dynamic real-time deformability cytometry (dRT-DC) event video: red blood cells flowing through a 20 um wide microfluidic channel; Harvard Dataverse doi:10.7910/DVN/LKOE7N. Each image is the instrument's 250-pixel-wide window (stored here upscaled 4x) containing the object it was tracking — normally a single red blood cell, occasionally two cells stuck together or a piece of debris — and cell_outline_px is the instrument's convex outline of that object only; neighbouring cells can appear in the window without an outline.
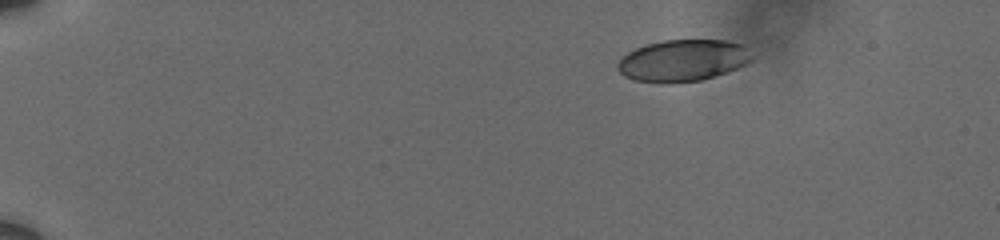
{"species": "human", "species_latin": "Homo sapiens", "temperature_condition": "cold", "stored_images_in_passage": 50, "camera_frame_rate_fps": 3000, "um_per_image_px": 0.085, "donor": {"sex": "male"}, "frame": {"image": 1, "passage_image": 1, "time_ms": 0.0, "image_size_px": [1000, 240], "cell_outline_px": [[752, 60], [736, 68], [700, 80], [668, 84], [660, 84], [636, 80], [624, 76], [616, 68], [616, 64], [628, 52], [644, 44], [664, 40], [724, 40], [744, 44], [752, 56]], "centroid_in_image_um": [58.0, 5.14], "position_along_channel_um": 27.0, "area_um2": 32.66}}
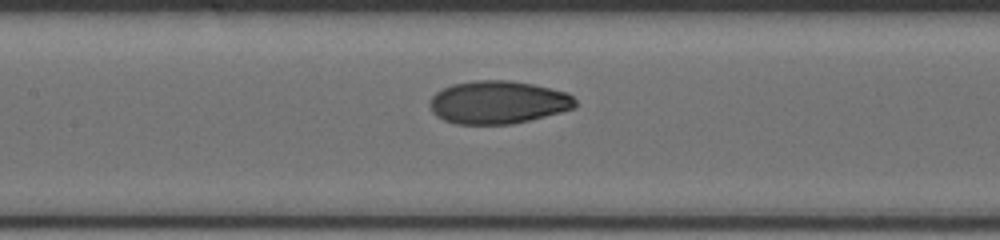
{"frame": {"image": 2, "passage_image": 22, "time_ms": 7.0, "image_size_px": [1000, 240], "cell_outline_px": [[576, 108], [512, 124], [456, 124], [444, 120], [436, 116], [432, 112], [428, 104], [428, 100], [436, 92], [452, 84], [472, 80], [512, 80], [532, 84], [568, 92], [576, 100]], "centroid_in_image_um": [42.31, 8.69], "position_along_channel_um": 165.1, "area_um2": 36.65}}
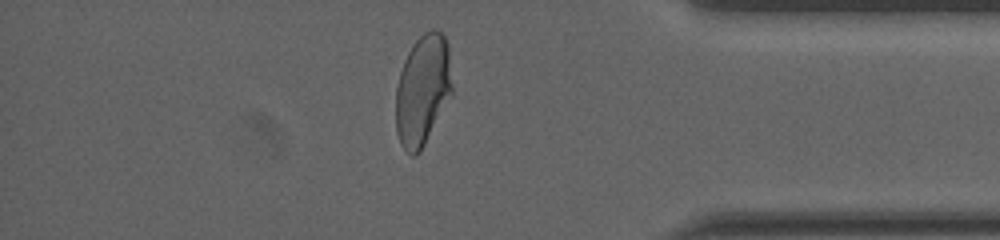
{"frame": {"image": 3, "passage_image": 43, "time_ms": 14.0, "image_size_px": [1000, 240], "cell_outline_px": [[452, 96], [420, 152], [416, 156], [412, 156], [400, 144], [396, 132], [396, 88], [400, 72], [404, 60], [412, 44], [424, 32], [432, 28], [436, 28], [444, 36], [448, 44], [452, 84]], "centroid_in_image_um": [35.93, 7.65], "position_along_channel_um": 399.3, "area_um2": 36.7}, "authors_computed_cell_mechanics": {"area_um2": 36.0383, "velocity_mm_per_s": 3.6083, "shape_relaxation_time_tau1_ms": 5.2176, "shape_relaxation_time_tau2_ms": 1.0686, "deformation_change_tau1": 0.1598, "deformation_change_tau2": 0.0484}}